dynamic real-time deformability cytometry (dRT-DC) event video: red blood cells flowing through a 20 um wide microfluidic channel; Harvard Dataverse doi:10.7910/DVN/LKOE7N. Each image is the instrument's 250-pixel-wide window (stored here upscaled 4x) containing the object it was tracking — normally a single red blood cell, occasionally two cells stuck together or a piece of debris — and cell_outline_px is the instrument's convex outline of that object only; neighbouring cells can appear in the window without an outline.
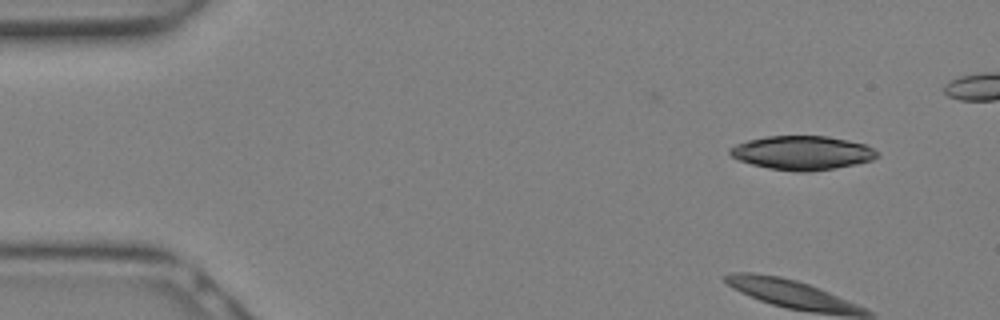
{"species": "Egyptian fruit bat (a non-hibernating species)", "species_latin": "Rousettus aegyptiacus", "temperature_condition": "warm", "stored_images_in_passage": 9, "camera_frame_rate_fps": 3000, "um_per_image_px": 0.085, "animal": {"sex": "female"}, "frame": {"image": 1, "passage_image": 2, "time_ms": 0.333, "image_size_px": [1000, 320], "cell_outline_px": [[880, 156], [872, 160], [856, 164], [808, 172], [796, 172], [768, 168], [736, 160], [728, 152], [728, 148], [736, 144], [748, 140], [764, 136], [828, 136], [868, 144], [880, 152]], "centroid_in_image_um": [68.21, 12.98], "position_along_channel_um": 16.8, "area_um2": 29.48}}